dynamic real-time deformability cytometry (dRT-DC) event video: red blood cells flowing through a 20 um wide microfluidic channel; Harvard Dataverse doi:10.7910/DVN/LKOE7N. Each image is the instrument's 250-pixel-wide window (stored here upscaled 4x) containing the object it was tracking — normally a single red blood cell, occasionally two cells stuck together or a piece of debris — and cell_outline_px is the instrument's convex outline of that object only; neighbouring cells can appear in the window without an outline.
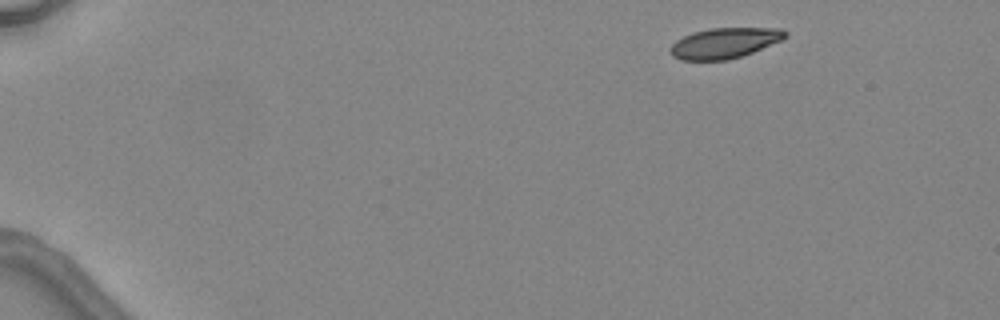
{"species": "common noctule bat (a hibernating species)", "species_latin": "Nyctalus noctula", "temperature_condition": "warm", "stored_images_in_passage": 4, "camera_frame_rate_fps": 3000, "um_per_image_px": 0.085, "animal": {"sex": "female", "body_mass_g": 24.6, "forearm_length_mm": 56.2}, "frame": {"image": 1, "passage_image": 1, "time_ms": 0.0, "image_size_px": [1000, 320], "cell_outline_px": [[788, 36], [780, 40], [752, 52], [728, 60], [680, 60], [672, 56], [668, 48], [676, 40], [692, 32], [712, 28], [780, 28], [788, 32]], "centroid_in_image_um": [61.54, 3.66], "position_along_channel_um": 23.5, "area_um2": 20.35}}
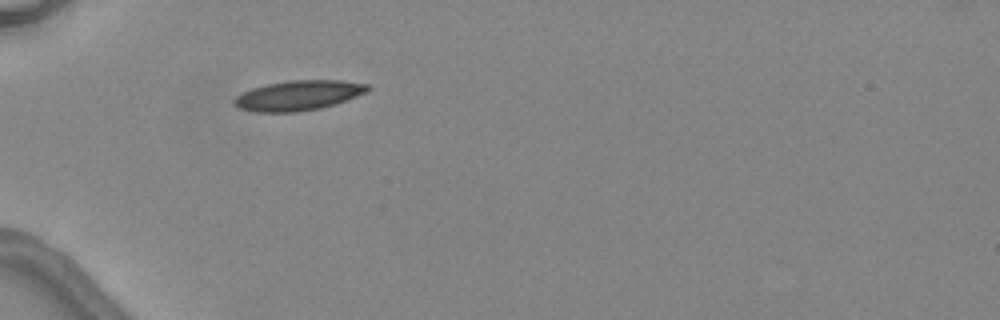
{"frame": {"image": 2, "passage_image": 3, "time_ms": 3.333, "image_size_px": [1000, 320], "cell_outline_px": [[372, 88], [368, 92], [336, 104], [320, 108], [296, 112], [256, 112], [240, 108], [232, 104], [232, 100], [236, 96], [252, 88], [268, 84], [288, 80], [340, 80], [368, 84]], "centroid_in_image_um": [25.38, 8.11], "position_along_channel_um": 59.6, "area_um2": 23.41}}